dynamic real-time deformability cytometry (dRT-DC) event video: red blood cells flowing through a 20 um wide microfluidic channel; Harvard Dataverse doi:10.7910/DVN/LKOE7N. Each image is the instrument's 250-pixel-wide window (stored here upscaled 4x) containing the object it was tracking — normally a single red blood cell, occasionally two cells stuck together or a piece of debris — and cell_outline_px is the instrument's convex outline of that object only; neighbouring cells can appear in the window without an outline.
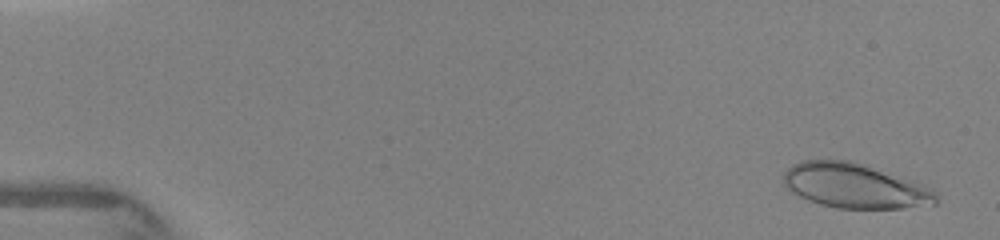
{"species": "human", "species_latin": "Homo sapiens", "temperature_condition": "warm", "stored_images_in_passage": 68, "camera_frame_rate_fps": 3000, "um_per_image_px": 0.085, "donor": {"sex": "female"}, "frame": {"image": 1, "passage_image": 1, "time_ms": 0.0, "image_size_px": [1000, 240], "cell_outline_px": [[936, 204], [900, 208], [836, 208], [820, 204], [808, 200], [792, 192], [784, 184], [784, 172], [792, 164], [800, 160], [848, 160], [916, 180], [928, 188], [936, 196]], "centroid_in_image_um": [72.63, 15.79], "position_along_channel_um": 12.4, "area_um2": 39.48}}
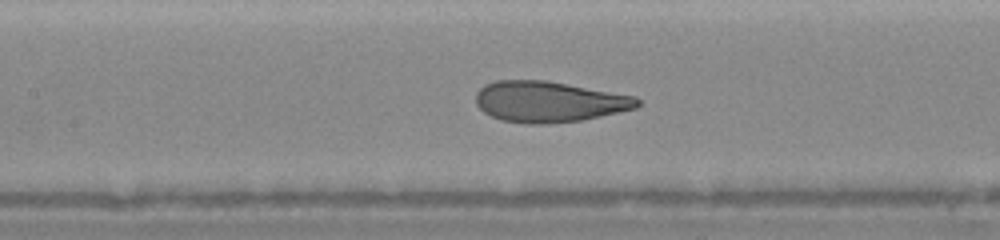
{"frame": {"image": 2, "passage_image": 27, "time_ms": 6.667, "image_size_px": [1000, 240], "cell_outline_px": [[640, 104], [636, 108], [584, 120], [548, 124], [528, 124], [500, 120], [484, 112], [476, 104], [476, 92], [484, 84], [496, 80], [544, 80], [636, 96], [640, 100]], "centroid_in_image_um": [46.65, 8.65], "position_along_channel_um": 160.7, "area_um2": 38.61}}
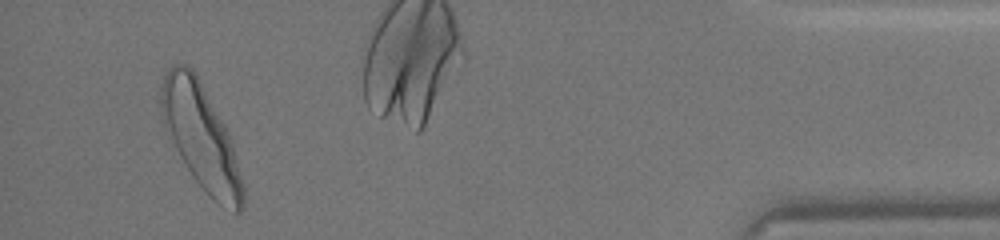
{"frame": {"image": 3, "passage_image": 64, "time_ms": 14.0, "image_size_px": [1000, 240], "cell_outline_px": [[244, 208], [240, 212], [236, 212], [212, 200], [192, 176], [180, 156], [164, 120], [160, 104], [160, 92], [164, 76], [168, 68], [172, 64], [184, 64], [192, 68], [196, 72], [224, 124], [232, 140], [244, 184]], "centroid_in_image_um": [17.12, 11.63], "position_along_channel_um": 418.1, "area_um2": 49.36}}